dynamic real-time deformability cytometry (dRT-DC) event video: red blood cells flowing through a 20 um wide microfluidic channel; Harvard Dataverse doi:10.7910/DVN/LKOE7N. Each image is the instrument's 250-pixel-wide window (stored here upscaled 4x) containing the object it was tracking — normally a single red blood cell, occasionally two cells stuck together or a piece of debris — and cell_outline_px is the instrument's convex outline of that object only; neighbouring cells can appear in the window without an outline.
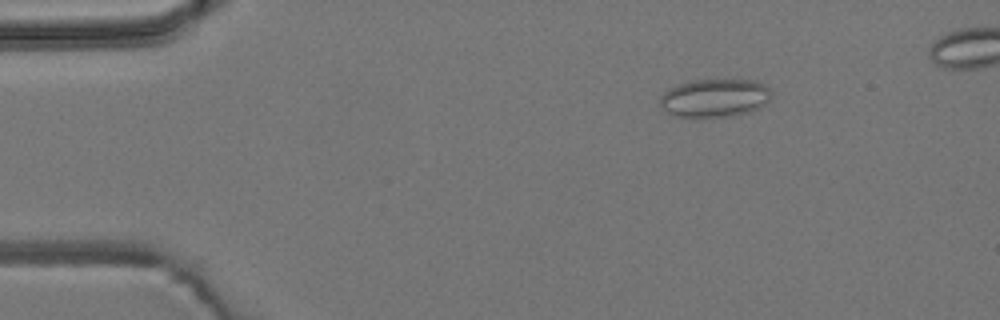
{"species": "common noctule bat (a hibernating species)", "species_latin": "Nyctalus noctula", "temperature_condition": "room temperature", "stored_images_in_passage": 6, "camera_frame_rate_fps": 3000, "um_per_image_px": 0.085, "animal": {"sex": "male", "body_mass_g": 19.2, "forearm_length_mm": 51.8}, "frame": {"image": 1, "passage_image": 2, "time_ms": 0.333, "image_size_px": [1000, 320], "cell_outline_px": [[772, 96], [764, 104], [748, 112], [728, 116], [676, 116], [660, 108], [660, 96], [664, 92], [680, 84], [692, 80], [752, 80], [764, 84], [772, 92]], "centroid_in_image_um": [60.74, 8.31], "position_along_channel_um": 24.3, "area_um2": 24.39}}
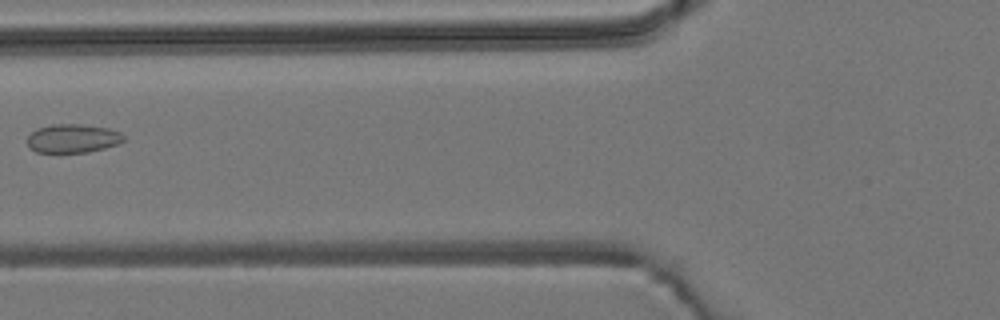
{"frame": {"image": 2, "passage_image": 5, "time_ms": 1.333, "image_size_px": [1000, 320], "cell_outline_px": [[124, 140], [116, 144], [104, 148], [88, 152], [36, 152], [28, 148], [28, 136], [36, 128], [52, 124], [80, 124], [108, 128], [120, 132], [124, 136]], "centroid_in_image_um": [6.16, 11.76], "position_along_channel_um": 119.6, "area_um2": 16.07}}
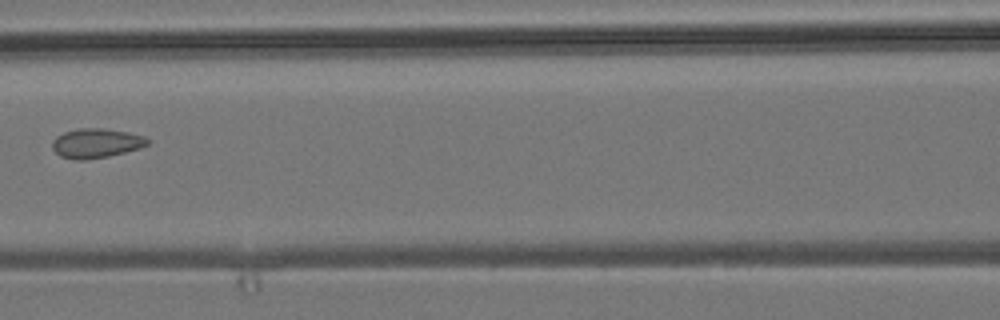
{"frame": {"image": 3, "passage_image": 6, "time_ms": 1.667, "image_size_px": [1000, 320], "cell_outline_px": [[148, 144], [140, 148], [108, 156], [88, 160], [72, 160], [60, 156], [52, 148], [52, 140], [56, 136], [64, 132], [80, 128], [104, 128], [128, 132], [144, 136], [148, 140]], "centroid_in_image_um": [8.14, 12.17], "position_along_channel_um": 158.5, "area_um2": 16.42}}